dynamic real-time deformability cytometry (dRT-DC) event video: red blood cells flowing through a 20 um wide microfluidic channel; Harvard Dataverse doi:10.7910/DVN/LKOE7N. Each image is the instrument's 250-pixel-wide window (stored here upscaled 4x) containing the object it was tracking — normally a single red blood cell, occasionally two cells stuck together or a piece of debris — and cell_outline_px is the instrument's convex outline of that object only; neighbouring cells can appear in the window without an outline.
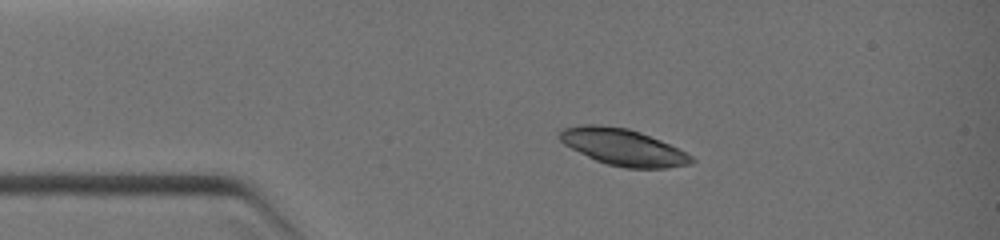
{"species": "common noctule bat (a hibernating species)", "species_latin": "Nyctalus noctula", "temperature_condition": "warm", "stored_images_in_passage": 4, "camera_frame_rate_fps": 3000, "um_per_image_px": 0.085, "animal": {"sex": "female", "body_mass_g": 19.0, "forearm_length_mm": 51.5}, "frame": {"image": 1, "passage_image": 1, "time_ms": 0.0, "image_size_px": [1000, 240], "cell_outline_px": [[696, 160], [692, 164], [668, 168], [624, 168], [608, 164], [596, 160], [564, 144], [556, 136], [560, 128], [580, 124], [600, 124], [628, 128], [640, 132], [660, 140], [692, 156]], "centroid_in_image_um": [52.92, 12.49], "position_along_channel_um": 32.1, "area_um2": 28.21}}
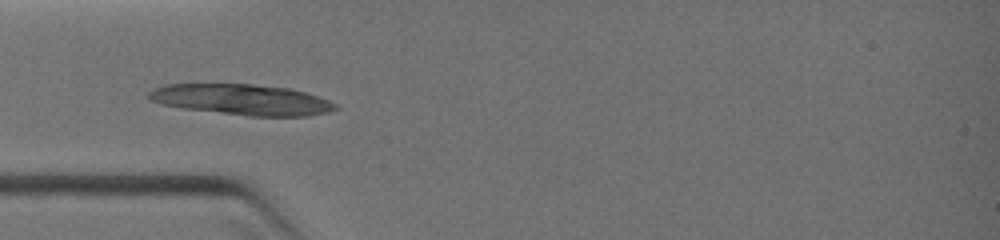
{"frame": {"image": 2, "passage_image": 3, "time_ms": 1.333, "image_size_px": [1000, 240], "cell_outline_px": [[340, 108], [328, 112], [308, 116], [248, 116], [184, 108], [160, 104], [152, 100], [148, 96], [148, 92], [152, 88], [168, 84], [252, 84], [288, 88], [304, 92], [328, 100], [336, 104]], "centroid_in_image_um": [20.55, 8.47], "position_along_channel_um": 64.4, "area_um2": 33.29}}
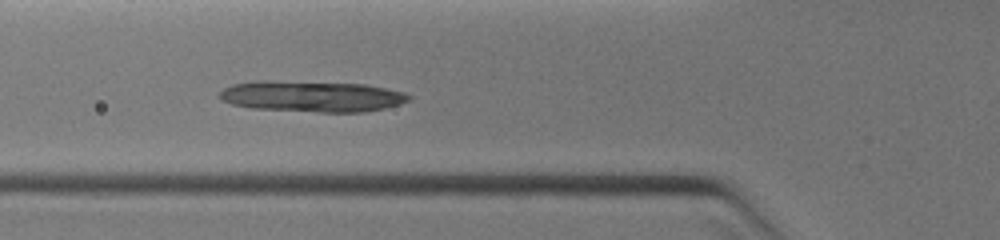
{"frame": {"image": 3, "passage_image": 4, "time_ms": 2.0, "image_size_px": [1000, 240], "cell_outline_px": [[412, 96], [408, 100], [400, 104], [384, 108], [364, 112], [320, 112], [252, 108], [232, 104], [220, 100], [220, 92], [224, 88], [232, 84], [364, 84], [404, 92]], "centroid_in_image_um": [26.62, 8.26], "position_along_channel_um": 99.2, "area_um2": 32.14}}